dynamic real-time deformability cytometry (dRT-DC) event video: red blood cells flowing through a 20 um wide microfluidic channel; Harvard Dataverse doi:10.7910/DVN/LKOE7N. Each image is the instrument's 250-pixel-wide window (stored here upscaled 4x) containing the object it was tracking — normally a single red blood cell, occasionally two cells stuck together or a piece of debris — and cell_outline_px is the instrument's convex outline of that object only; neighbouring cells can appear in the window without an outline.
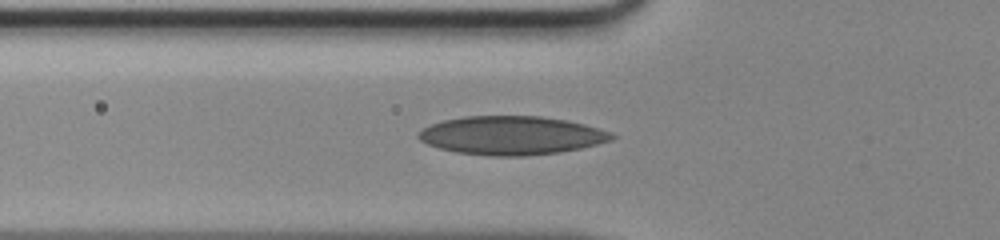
{"species": "human", "species_latin": "Homo sapiens", "temperature_condition": "room temperature", "stored_images_in_passage": 45, "camera_frame_rate_fps": 3000, "um_per_image_px": 0.085, "donor": {"sex": "male"}, "frame": {"image": 1, "passage_image": 15, "time_ms": 4.667, "image_size_px": [1000, 240], "cell_outline_px": [[616, 136], [612, 140], [580, 148], [560, 152], [524, 156], [488, 156], [456, 152], [440, 148], [428, 144], [420, 140], [416, 136], [416, 132], [432, 124], [444, 120], [464, 116], [540, 116], [568, 120], [600, 128], [612, 132]], "centroid_in_image_um": [43.48, 11.51], "position_along_channel_um": 82.3, "area_um2": 43.58}}
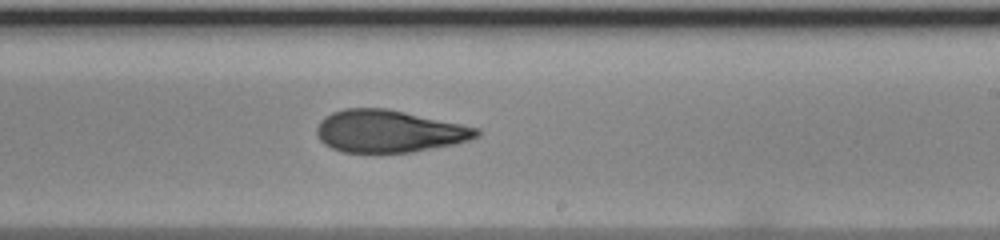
{"frame": {"image": 2, "passage_image": 27, "time_ms": 8.667, "image_size_px": [1000, 240], "cell_outline_px": [[480, 136], [456, 144], [412, 152], [340, 152], [324, 144], [320, 140], [316, 132], [316, 128], [320, 120], [324, 116], [332, 112], [344, 108], [388, 108], [480, 128]], "centroid_in_image_um": [33.06, 11.15], "position_along_channel_um": 255.9, "area_um2": 39.65}}
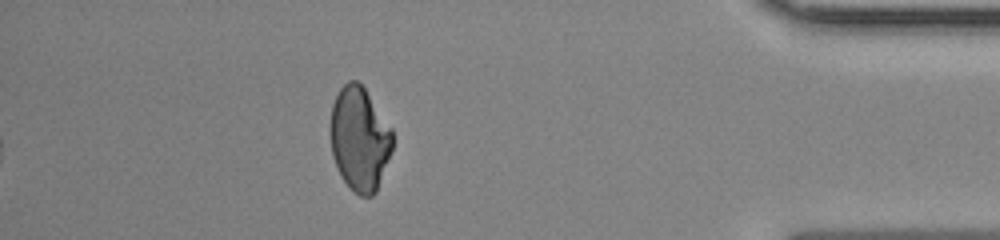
{"frame": {"image": 3, "passage_image": 40, "time_ms": 13.0, "image_size_px": [1000, 240], "cell_outline_px": [[392, 148], [376, 192], [372, 196], [360, 196], [344, 180], [332, 156], [328, 132], [332, 104], [340, 88], [348, 80], [356, 80], [364, 88], [392, 128]], "centroid_in_image_um": [30.53, 11.77], "position_along_channel_um": 404.7, "area_um2": 37.57}}